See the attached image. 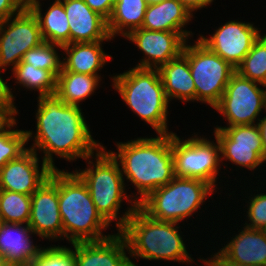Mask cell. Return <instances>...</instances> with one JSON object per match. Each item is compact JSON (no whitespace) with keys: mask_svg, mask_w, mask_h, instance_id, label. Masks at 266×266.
Here are the masks:
<instances>
[{"mask_svg":"<svg viewBox=\"0 0 266 266\" xmlns=\"http://www.w3.org/2000/svg\"><path fill=\"white\" fill-rule=\"evenodd\" d=\"M36 134L30 147L43 151V161L52 170L57 169L53 154L73 161L87 160L103 146L93 140L80 106L65 104L56 94L38 96Z\"/></svg>","mask_w":266,"mask_h":266,"instance_id":"6da1fadb","label":"cell"},{"mask_svg":"<svg viewBox=\"0 0 266 266\" xmlns=\"http://www.w3.org/2000/svg\"><path fill=\"white\" fill-rule=\"evenodd\" d=\"M116 145L118 153H109L121 163L122 175L137 188L140 198L133 199L137 203L175 177L172 133L118 142Z\"/></svg>","mask_w":266,"mask_h":266,"instance_id":"7a4b0ae2","label":"cell"},{"mask_svg":"<svg viewBox=\"0 0 266 266\" xmlns=\"http://www.w3.org/2000/svg\"><path fill=\"white\" fill-rule=\"evenodd\" d=\"M58 203L63 239L71 244L100 241L111 236L102 234L110 225L98 213L87 185L76 172L58 169Z\"/></svg>","mask_w":266,"mask_h":266,"instance_id":"3957f363","label":"cell"},{"mask_svg":"<svg viewBox=\"0 0 266 266\" xmlns=\"http://www.w3.org/2000/svg\"><path fill=\"white\" fill-rule=\"evenodd\" d=\"M177 222L149 217L138 206L120 231L125 237L130 256L146 260L193 262L182 240Z\"/></svg>","mask_w":266,"mask_h":266,"instance_id":"277c9868","label":"cell"},{"mask_svg":"<svg viewBox=\"0 0 266 266\" xmlns=\"http://www.w3.org/2000/svg\"><path fill=\"white\" fill-rule=\"evenodd\" d=\"M95 156V164L90 161V158L94 156H89L87 158L89 166L84 170L80 169V172L78 170L75 172L87 185L98 213L109 225L110 222L118 220L116 227L120 232L125 227L127 219L137 208L138 203L131 199L128 200L119 162L112 157L109 151L107 152L102 146L100 151H96ZM125 198L132 203L131 207L127 208L128 210L122 217H118L121 203Z\"/></svg>","mask_w":266,"mask_h":266,"instance_id":"5b68a950","label":"cell"},{"mask_svg":"<svg viewBox=\"0 0 266 266\" xmlns=\"http://www.w3.org/2000/svg\"><path fill=\"white\" fill-rule=\"evenodd\" d=\"M113 87L123 101L158 134L167 129L168 104L158 69L131 68L112 77Z\"/></svg>","mask_w":266,"mask_h":266,"instance_id":"8992f818","label":"cell"},{"mask_svg":"<svg viewBox=\"0 0 266 266\" xmlns=\"http://www.w3.org/2000/svg\"><path fill=\"white\" fill-rule=\"evenodd\" d=\"M214 190L204 180L175 176L168 184L149 193L138 207L153 219L179 223L192 216Z\"/></svg>","mask_w":266,"mask_h":266,"instance_id":"52a82bcc","label":"cell"},{"mask_svg":"<svg viewBox=\"0 0 266 266\" xmlns=\"http://www.w3.org/2000/svg\"><path fill=\"white\" fill-rule=\"evenodd\" d=\"M182 54L188 59L196 87V101L207 103L214 108L236 69L199 39L194 45H188L186 42Z\"/></svg>","mask_w":266,"mask_h":266,"instance_id":"ba28073f","label":"cell"},{"mask_svg":"<svg viewBox=\"0 0 266 266\" xmlns=\"http://www.w3.org/2000/svg\"><path fill=\"white\" fill-rule=\"evenodd\" d=\"M192 136L187 140L172 133V153L175 176L197 178L211 184L214 188L218 179L220 165V147L201 136Z\"/></svg>","mask_w":266,"mask_h":266,"instance_id":"9c48e42d","label":"cell"},{"mask_svg":"<svg viewBox=\"0 0 266 266\" xmlns=\"http://www.w3.org/2000/svg\"><path fill=\"white\" fill-rule=\"evenodd\" d=\"M265 85L241 77L235 72L219 103L214 107L227 119L229 126L254 125L262 109L266 110Z\"/></svg>","mask_w":266,"mask_h":266,"instance_id":"30bf717a","label":"cell"},{"mask_svg":"<svg viewBox=\"0 0 266 266\" xmlns=\"http://www.w3.org/2000/svg\"><path fill=\"white\" fill-rule=\"evenodd\" d=\"M13 17V19H12ZM44 42L38 20L26 6L18 14L0 22V67L22 61L24 54Z\"/></svg>","mask_w":266,"mask_h":266,"instance_id":"8fae6325","label":"cell"},{"mask_svg":"<svg viewBox=\"0 0 266 266\" xmlns=\"http://www.w3.org/2000/svg\"><path fill=\"white\" fill-rule=\"evenodd\" d=\"M214 135L219 143L221 162L222 159H225L251 171L266 162L257 124L231 127L217 126L214 129Z\"/></svg>","mask_w":266,"mask_h":266,"instance_id":"7c38bea8","label":"cell"},{"mask_svg":"<svg viewBox=\"0 0 266 266\" xmlns=\"http://www.w3.org/2000/svg\"><path fill=\"white\" fill-rule=\"evenodd\" d=\"M28 225L41 238L56 240L63 237L58 203V169L53 170L50 177L31 195Z\"/></svg>","mask_w":266,"mask_h":266,"instance_id":"4fadbf2b","label":"cell"},{"mask_svg":"<svg viewBox=\"0 0 266 266\" xmlns=\"http://www.w3.org/2000/svg\"><path fill=\"white\" fill-rule=\"evenodd\" d=\"M259 32L252 23L234 20L220 26L210 38L200 35L198 39L236 69L260 37Z\"/></svg>","mask_w":266,"mask_h":266,"instance_id":"5bb4252c","label":"cell"},{"mask_svg":"<svg viewBox=\"0 0 266 266\" xmlns=\"http://www.w3.org/2000/svg\"><path fill=\"white\" fill-rule=\"evenodd\" d=\"M125 38L135 43L146 55L135 67L158 69L182 54L188 33L138 28L131 31Z\"/></svg>","mask_w":266,"mask_h":266,"instance_id":"9a60e30c","label":"cell"},{"mask_svg":"<svg viewBox=\"0 0 266 266\" xmlns=\"http://www.w3.org/2000/svg\"><path fill=\"white\" fill-rule=\"evenodd\" d=\"M37 155L28 149L19 158L7 162L0 169V190L32 195L53 171L44 161L40 168Z\"/></svg>","mask_w":266,"mask_h":266,"instance_id":"2e32d148","label":"cell"},{"mask_svg":"<svg viewBox=\"0 0 266 266\" xmlns=\"http://www.w3.org/2000/svg\"><path fill=\"white\" fill-rule=\"evenodd\" d=\"M75 266H137L126 255L128 244L121 232L100 241L72 243Z\"/></svg>","mask_w":266,"mask_h":266,"instance_id":"e0dca14e","label":"cell"},{"mask_svg":"<svg viewBox=\"0 0 266 266\" xmlns=\"http://www.w3.org/2000/svg\"><path fill=\"white\" fill-rule=\"evenodd\" d=\"M70 28V43L108 41L107 20L93 11L84 0H61Z\"/></svg>","mask_w":266,"mask_h":266,"instance_id":"ac0fdd59","label":"cell"},{"mask_svg":"<svg viewBox=\"0 0 266 266\" xmlns=\"http://www.w3.org/2000/svg\"><path fill=\"white\" fill-rule=\"evenodd\" d=\"M29 225L0 222V253L10 266H27L43 249L33 244Z\"/></svg>","mask_w":266,"mask_h":266,"instance_id":"d6986e66","label":"cell"},{"mask_svg":"<svg viewBox=\"0 0 266 266\" xmlns=\"http://www.w3.org/2000/svg\"><path fill=\"white\" fill-rule=\"evenodd\" d=\"M238 235L218 252L228 261L266 266V236L263 230L243 227Z\"/></svg>","mask_w":266,"mask_h":266,"instance_id":"ffe728a7","label":"cell"},{"mask_svg":"<svg viewBox=\"0 0 266 266\" xmlns=\"http://www.w3.org/2000/svg\"><path fill=\"white\" fill-rule=\"evenodd\" d=\"M193 13L190 12L178 0H165L157 4H148L141 28L151 31H170L188 33L184 26L191 20Z\"/></svg>","mask_w":266,"mask_h":266,"instance_id":"44dd1931","label":"cell"},{"mask_svg":"<svg viewBox=\"0 0 266 266\" xmlns=\"http://www.w3.org/2000/svg\"><path fill=\"white\" fill-rule=\"evenodd\" d=\"M102 42L70 43L62 46L67 57H63L61 71L98 76V71L112 58L102 50Z\"/></svg>","mask_w":266,"mask_h":266,"instance_id":"7402d4cb","label":"cell"},{"mask_svg":"<svg viewBox=\"0 0 266 266\" xmlns=\"http://www.w3.org/2000/svg\"><path fill=\"white\" fill-rule=\"evenodd\" d=\"M164 92L168 99L182 102L196 100V87L189 68L188 59L181 54L158 68Z\"/></svg>","mask_w":266,"mask_h":266,"instance_id":"603a6c76","label":"cell"},{"mask_svg":"<svg viewBox=\"0 0 266 266\" xmlns=\"http://www.w3.org/2000/svg\"><path fill=\"white\" fill-rule=\"evenodd\" d=\"M40 0H27V7L36 16L44 41L64 46L70 44V28L61 0H55L42 15Z\"/></svg>","mask_w":266,"mask_h":266,"instance_id":"cb8c5ba5","label":"cell"},{"mask_svg":"<svg viewBox=\"0 0 266 266\" xmlns=\"http://www.w3.org/2000/svg\"><path fill=\"white\" fill-rule=\"evenodd\" d=\"M147 5V0H116L107 20L112 40L116 34L126 37L131 31L141 28Z\"/></svg>","mask_w":266,"mask_h":266,"instance_id":"d4e9b609","label":"cell"},{"mask_svg":"<svg viewBox=\"0 0 266 266\" xmlns=\"http://www.w3.org/2000/svg\"><path fill=\"white\" fill-rule=\"evenodd\" d=\"M101 76L60 71L57 76L56 95L65 103L79 106L80 101L86 100L98 87Z\"/></svg>","mask_w":266,"mask_h":266,"instance_id":"484cf974","label":"cell"},{"mask_svg":"<svg viewBox=\"0 0 266 266\" xmlns=\"http://www.w3.org/2000/svg\"><path fill=\"white\" fill-rule=\"evenodd\" d=\"M16 83L26 89L37 90L39 96H48L56 93L57 76L41 68H34L31 64L22 61L12 70Z\"/></svg>","mask_w":266,"mask_h":266,"instance_id":"4316f807","label":"cell"},{"mask_svg":"<svg viewBox=\"0 0 266 266\" xmlns=\"http://www.w3.org/2000/svg\"><path fill=\"white\" fill-rule=\"evenodd\" d=\"M16 125L15 117L0 126V169L9 161L19 158L29 148H25L32 131L11 130Z\"/></svg>","mask_w":266,"mask_h":266,"instance_id":"83f0119b","label":"cell"},{"mask_svg":"<svg viewBox=\"0 0 266 266\" xmlns=\"http://www.w3.org/2000/svg\"><path fill=\"white\" fill-rule=\"evenodd\" d=\"M31 214V195L0 190V222L28 225Z\"/></svg>","mask_w":266,"mask_h":266,"instance_id":"f1b7e54d","label":"cell"},{"mask_svg":"<svg viewBox=\"0 0 266 266\" xmlns=\"http://www.w3.org/2000/svg\"><path fill=\"white\" fill-rule=\"evenodd\" d=\"M236 72L246 79L266 86V34L254 42Z\"/></svg>","mask_w":266,"mask_h":266,"instance_id":"f546056e","label":"cell"},{"mask_svg":"<svg viewBox=\"0 0 266 266\" xmlns=\"http://www.w3.org/2000/svg\"><path fill=\"white\" fill-rule=\"evenodd\" d=\"M56 47L62 49L60 45L44 41L39 46L28 50L22 62L31 64L34 68L49 70L58 76L62 70V60L59 58Z\"/></svg>","mask_w":266,"mask_h":266,"instance_id":"4dcf8cb0","label":"cell"},{"mask_svg":"<svg viewBox=\"0 0 266 266\" xmlns=\"http://www.w3.org/2000/svg\"><path fill=\"white\" fill-rule=\"evenodd\" d=\"M27 266H75V252L66 246L43 247Z\"/></svg>","mask_w":266,"mask_h":266,"instance_id":"1f68e13d","label":"cell"},{"mask_svg":"<svg viewBox=\"0 0 266 266\" xmlns=\"http://www.w3.org/2000/svg\"><path fill=\"white\" fill-rule=\"evenodd\" d=\"M249 201L247 216L251 224L245 223V227L263 230L266 227V194L254 195Z\"/></svg>","mask_w":266,"mask_h":266,"instance_id":"d6a6232c","label":"cell"},{"mask_svg":"<svg viewBox=\"0 0 266 266\" xmlns=\"http://www.w3.org/2000/svg\"><path fill=\"white\" fill-rule=\"evenodd\" d=\"M11 90L12 89L8 87L2 76H0V115L5 120L14 118V116L18 113L16 107L14 106L15 103H13L14 95Z\"/></svg>","mask_w":266,"mask_h":266,"instance_id":"836d02e7","label":"cell"},{"mask_svg":"<svg viewBox=\"0 0 266 266\" xmlns=\"http://www.w3.org/2000/svg\"><path fill=\"white\" fill-rule=\"evenodd\" d=\"M27 6V0H0V22L21 12Z\"/></svg>","mask_w":266,"mask_h":266,"instance_id":"e575fe53","label":"cell"},{"mask_svg":"<svg viewBox=\"0 0 266 266\" xmlns=\"http://www.w3.org/2000/svg\"><path fill=\"white\" fill-rule=\"evenodd\" d=\"M116 0H84L96 13L108 20L112 14Z\"/></svg>","mask_w":266,"mask_h":266,"instance_id":"d590c367","label":"cell"},{"mask_svg":"<svg viewBox=\"0 0 266 266\" xmlns=\"http://www.w3.org/2000/svg\"><path fill=\"white\" fill-rule=\"evenodd\" d=\"M182 5H184L188 10H190V12H194L195 10L197 11V9L201 8H205L206 6H208V4L210 5L213 0H178Z\"/></svg>","mask_w":266,"mask_h":266,"instance_id":"8d00e7d4","label":"cell"},{"mask_svg":"<svg viewBox=\"0 0 266 266\" xmlns=\"http://www.w3.org/2000/svg\"><path fill=\"white\" fill-rule=\"evenodd\" d=\"M258 125V128L260 130L261 140L265 151V157H266V116H264L262 119L258 118V122H256Z\"/></svg>","mask_w":266,"mask_h":266,"instance_id":"74e56055","label":"cell"},{"mask_svg":"<svg viewBox=\"0 0 266 266\" xmlns=\"http://www.w3.org/2000/svg\"><path fill=\"white\" fill-rule=\"evenodd\" d=\"M0 266H10V265L7 263L6 259H5V256L2 255L1 253H0Z\"/></svg>","mask_w":266,"mask_h":266,"instance_id":"f35d334b","label":"cell"},{"mask_svg":"<svg viewBox=\"0 0 266 266\" xmlns=\"http://www.w3.org/2000/svg\"><path fill=\"white\" fill-rule=\"evenodd\" d=\"M163 1H165V0H147V3L148 4H157V3H161Z\"/></svg>","mask_w":266,"mask_h":266,"instance_id":"ab89813d","label":"cell"},{"mask_svg":"<svg viewBox=\"0 0 266 266\" xmlns=\"http://www.w3.org/2000/svg\"><path fill=\"white\" fill-rule=\"evenodd\" d=\"M6 120L0 115V126L5 122Z\"/></svg>","mask_w":266,"mask_h":266,"instance_id":"60d3db41","label":"cell"},{"mask_svg":"<svg viewBox=\"0 0 266 266\" xmlns=\"http://www.w3.org/2000/svg\"><path fill=\"white\" fill-rule=\"evenodd\" d=\"M263 232L265 233V236H266V227L263 229Z\"/></svg>","mask_w":266,"mask_h":266,"instance_id":"b9f144b4","label":"cell"}]
</instances>
